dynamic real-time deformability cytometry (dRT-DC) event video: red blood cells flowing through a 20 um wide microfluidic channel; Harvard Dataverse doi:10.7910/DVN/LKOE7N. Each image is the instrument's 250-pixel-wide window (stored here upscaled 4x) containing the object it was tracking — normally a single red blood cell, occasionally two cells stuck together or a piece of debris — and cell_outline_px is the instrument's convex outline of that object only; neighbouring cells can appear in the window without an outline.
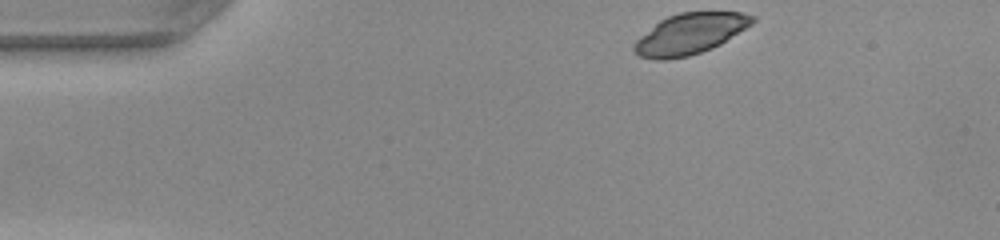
{"species": "common noctule bat (a hibernating species)", "species_latin": "Nyctalus noctula", "temperature_condition": "warm", "stored_images_in_passage": 43, "camera_frame_rate_fps": 3000, "um_per_image_px": 0.085, "animal": {"sex": "female", "body_mass_g": 22.0, "forearm_length_mm": 56.7}, "frame": {"image": 1, "passage_image": 1, "time_ms": 0.0, "image_size_px": [1000, 240], "cell_outline_px": [[756, 20], [752, 24], [720, 44], [712, 48], [688, 56], [668, 60], [656, 60], [640, 56], [632, 48], [636, 40], [640, 36], [660, 20], [668, 16], [680, 12], [740, 12], [756, 16]], "centroid_in_image_um": [58.65, 2.87], "position_along_channel_um": 26.4, "area_um2": 27.98}}